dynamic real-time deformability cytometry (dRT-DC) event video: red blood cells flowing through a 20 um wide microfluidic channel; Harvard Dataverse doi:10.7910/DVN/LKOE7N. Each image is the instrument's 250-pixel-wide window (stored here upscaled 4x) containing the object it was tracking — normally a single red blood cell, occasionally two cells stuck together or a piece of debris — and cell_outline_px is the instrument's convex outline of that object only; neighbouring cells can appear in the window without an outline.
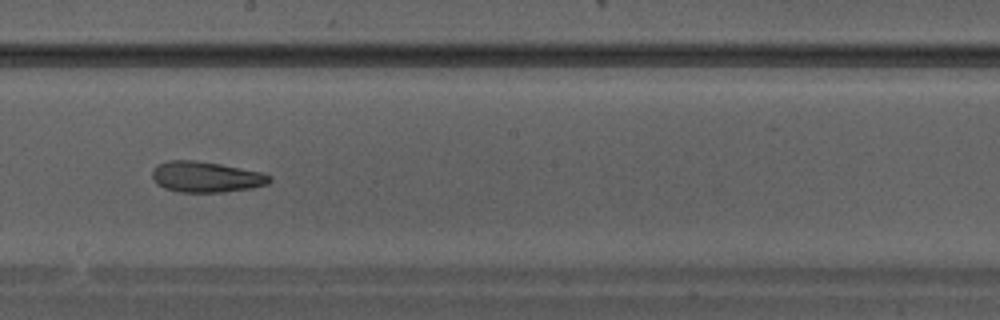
{"species": "Egyptian fruit bat (a non-hibernating species)", "species_latin": "Rousettus aegyptiacus", "temperature_condition": "warm", "stored_images_in_passage": 36, "camera_frame_rate_fps": 3000, "um_per_image_px": 0.085, "animal": {"sex": "male"}, "frame": {"image": 1, "passage_image": 21, "time_ms": 6.667, "image_size_px": [1000, 320], "cell_outline_px": [[272, 180], [268, 184], [252, 188], [224, 192], [180, 192], [164, 188], [156, 184], [152, 176], [152, 172], [156, 164], [168, 160], [196, 160], [220, 164], [260, 172], [272, 176]], "centroid_in_image_um": [17.49, 15.04], "position_along_channel_um": 230.7, "area_um2": 21.15}}